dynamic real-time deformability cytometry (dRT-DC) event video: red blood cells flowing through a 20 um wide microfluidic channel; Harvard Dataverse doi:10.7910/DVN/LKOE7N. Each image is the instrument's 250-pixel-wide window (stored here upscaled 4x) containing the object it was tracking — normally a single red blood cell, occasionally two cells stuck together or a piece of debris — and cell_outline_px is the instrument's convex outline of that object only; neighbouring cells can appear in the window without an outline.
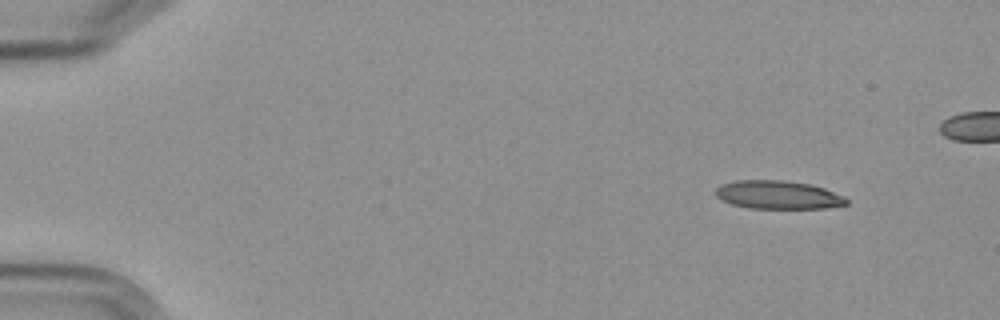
{"species": "Egyptian fruit bat (a non-hibernating species)", "species_latin": "Rousettus aegyptiacus", "temperature_condition": "cold", "stored_images_in_passage": 7, "camera_frame_rate_fps": 3000, "um_per_image_px": 0.085, "frame": {"image": 1, "passage_image": 1, "time_ms": 0.0, "image_size_px": [1000, 320], "cell_outline_px": [[848, 204], [828, 208], [748, 208], [732, 204], [720, 200], [716, 196], [716, 188], [720, 184], [736, 180], [780, 180], [808, 184], [824, 188], [844, 196], [848, 200]], "centroid_in_image_um": [66.11, 16.56], "position_along_channel_um": 18.9, "area_um2": 21.62}}
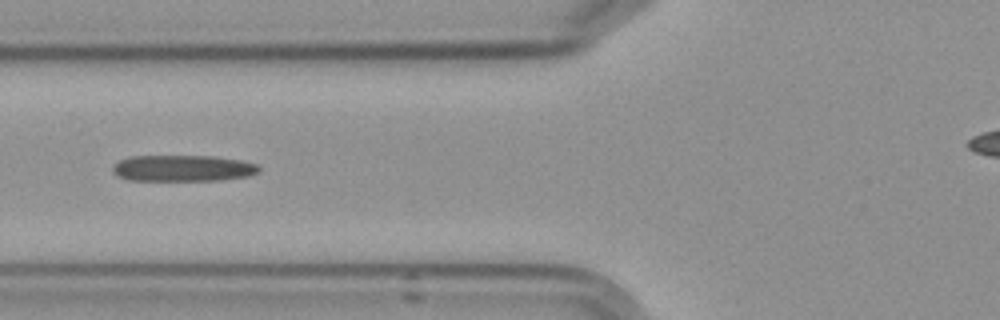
{"frame": {"image": 2, "passage_image": 6, "time_ms": 5.667, "image_size_px": [1000, 320], "cell_outline_px": [[260, 172], [248, 176], [220, 180], [128, 180], [116, 176], [112, 172], [112, 164], [128, 156], [216, 156], [240, 160], [256, 164], [260, 168]], "centroid_in_image_um": [15.5, 14.29], "position_along_channel_um": 110.3, "area_um2": 22.6}}
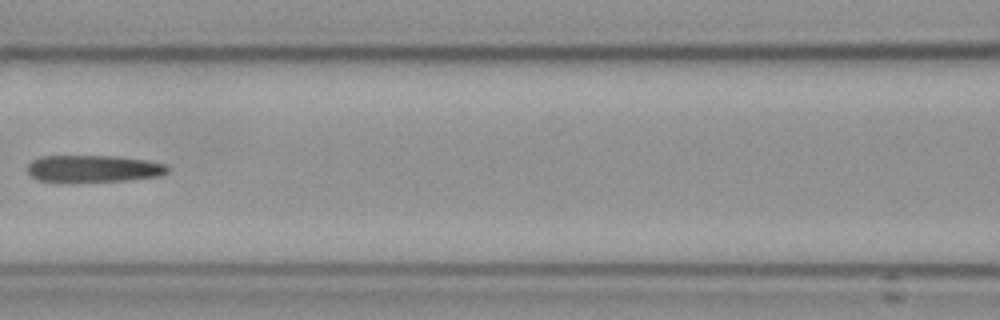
{"frame": {"image": 3, "passage_image": 7, "time_ms": 7.0, "image_size_px": [1000, 320], "cell_outline_px": [[168, 172], [160, 176], [128, 180], [40, 180], [32, 176], [28, 172], [28, 164], [32, 160], [40, 156], [120, 156], [148, 160], [164, 164], [168, 168]], "centroid_in_image_um": [7.99, 14.3], "position_along_channel_um": 158.6, "area_um2": 21.5}}